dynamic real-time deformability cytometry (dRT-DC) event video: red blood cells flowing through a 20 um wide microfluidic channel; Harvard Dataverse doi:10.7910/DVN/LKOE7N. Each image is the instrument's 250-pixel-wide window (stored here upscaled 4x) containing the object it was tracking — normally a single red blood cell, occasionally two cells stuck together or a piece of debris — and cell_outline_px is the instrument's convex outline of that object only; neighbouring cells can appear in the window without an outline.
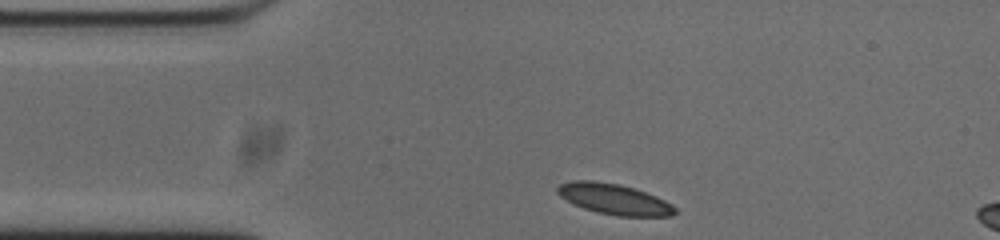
{"species": "common noctule bat (a hibernating species)", "species_latin": "Nyctalus noctula", "temperature_condition": "cold", "stored_images_in_passage": 35, "camera_frame_rate_fps": 3000, "um_per_image_px": 0.085, "animal": {"sex": "male", "body_mass_g": 20.0, "forearm_length_mm": 53.3}, "frame": {"image": 1, "passage_image": 1, "time_ms": 0.0, "image_size_px": [1000, 240], "cell_outline_px": [[676, 212], [672, 216], [616, 216], [596, 212], [572, 204], [560, 196], [556, 192], [556, 188], [560, 184], [572, 180], [592, 180], [620, 184], [636, 188], [656, 196], [672, 204], [676, 208]], "centroid_in_image_um": [52.19, 16.92], "position_along_channel_um": 32.8, "area_um2": 21.21}}
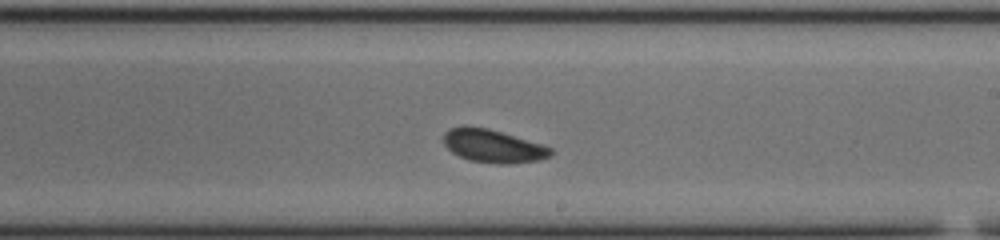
{"frame": {"image": 2, "passage_image": 21, "time_ms": 6.667, "image_size_px": [1000, 240], "cell_outline_px": [[556, 152], [552, 156], [540, 160], [508, 164], [496, 164], [468, 160], [452, 152], [444, 144], [444, 132], [448, 128], [464, 124], [488, 128], [544, 144], [552, 148]], "centroid_in_image_um": [41.94, 12.4], "position_along_channel_um": 247.1, "area_um2": 21.21}}
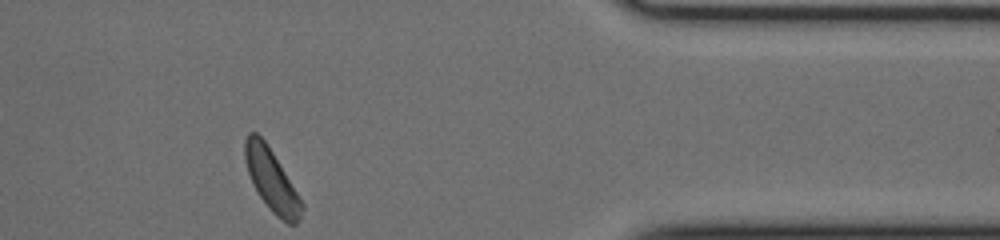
{"frame": {"image": 3, "passage_image": 35, "time_ms": 11.333, "image_size_px": [1000, 240], "cell_outline_px": [[304, 208], [300, 220], [296, 224], [288, 224], [276, 216], [268, 208], [252, 184], [244, 160], [244, 140], [248, 132], [256, 132], [268, 144], [304, 204]], "centroid_in_image_um": [23.08, 15.31], "position_along_channel_um": 388.3, "area_um2": 20.69}, "authors_computed_cell_mechanics": {"area_um2": 20.8658, "velocity_mm_per_s": 3.6794, "shape_relaxation_time_tau1_ms": 3.3523, "shape_relaxation_time_tau2_ms": null, "deformation_change_tau1": 0.0932, "deformation_change_tau2": null}}